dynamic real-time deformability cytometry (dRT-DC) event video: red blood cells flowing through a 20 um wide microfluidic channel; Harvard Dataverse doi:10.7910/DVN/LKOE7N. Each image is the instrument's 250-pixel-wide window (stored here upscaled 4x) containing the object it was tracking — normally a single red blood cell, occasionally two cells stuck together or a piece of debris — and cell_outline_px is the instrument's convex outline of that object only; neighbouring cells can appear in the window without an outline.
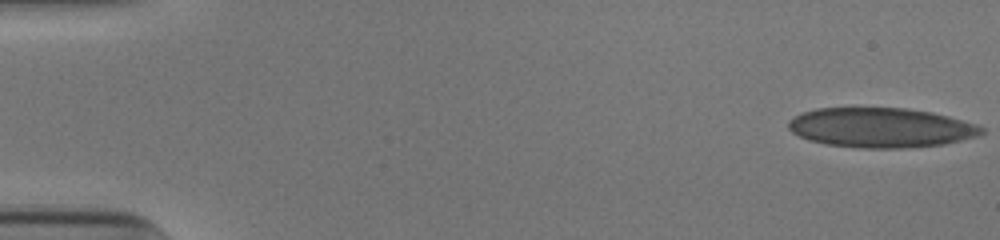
{"species": "human", "species_latin": "Homo sapiens", "temperature_condition": "cold", "stored_images_in_passage": 52, "camera_frame_rate_fps": 3000, "um_per_image_px": 0.085, "donor": {"sex": "male"}, "frame": {"image": 1, "passage_image": 1, "time_ms": 0.0, "image_size_px": [1000, 240], "cell_outline_px": [[984, 132], [976, 136], [944, 144], [900, 148], [860, 148], [828, 144], [812, 140], [800, 136], [792, 132], [788, 128], [788, 120], [804, 112], [816, 108], [904, 108], [932, 112], [948, 116], [976, 124], [984, 128]], "centroid_in_image_um": [74.88, 10.84], "position_along_channel_um": 10.1, "area_um2": 44.33}}
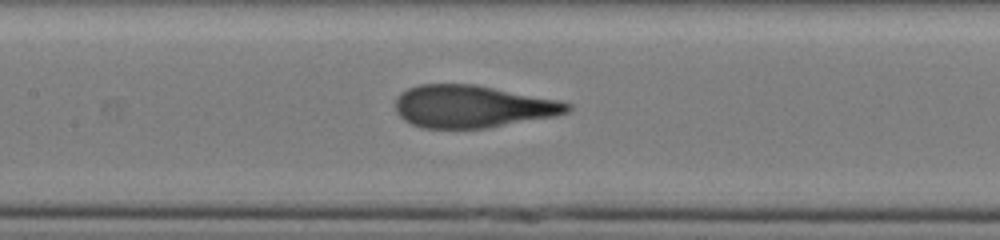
{"frame": {"image": 2, "passage_image": 25, "time_ms": 8.0, "image_size_px": [1000, 240], "cell_outline_px": [[572, 108], [568, 112], [556, 116], [488, 128], [420, 128], [404, 120], [396, 112], [396, 100], [400, 92], [408, 88], [420, 84], [476, 84], [560, 100], [572, 104]], "centroid_in_image_um": [40.18, 9.05], "position_along_channel_um": 167.2, "area_um2": 42.83}}
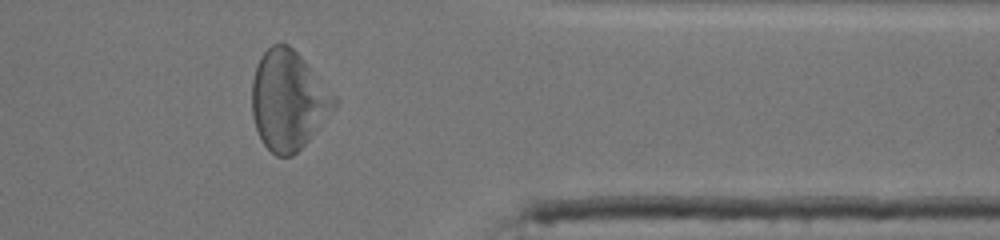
{"frame": {"image": 3, "passage_image": 43, "time_ms": 14.0, "image_size_px": [1000, 240], "cell_outline_px": [[336, 108], [308, 140], [292, 156], [276, 156], [260, 140], [252, 116], [252, 80], [256, 64], [260, 56], [272, 44], [288, 44], [304, 60], [336, 96]], "centroid_in_image_um": [24.49, 8.52], "position_along_channel_um": 386.9, "area_um2": 47.45}, "authors_computed_cell_mechanics": {"area_um2": 44.795, "velocity_mm_per_s": 3.8778, "shape_relaxation_time_tau1_ms": 6.5143, "shape_relaxation_time_tau2_ms": null, "deformation_change_tau1": 0.2344, "deformation_change_tau2": null}}